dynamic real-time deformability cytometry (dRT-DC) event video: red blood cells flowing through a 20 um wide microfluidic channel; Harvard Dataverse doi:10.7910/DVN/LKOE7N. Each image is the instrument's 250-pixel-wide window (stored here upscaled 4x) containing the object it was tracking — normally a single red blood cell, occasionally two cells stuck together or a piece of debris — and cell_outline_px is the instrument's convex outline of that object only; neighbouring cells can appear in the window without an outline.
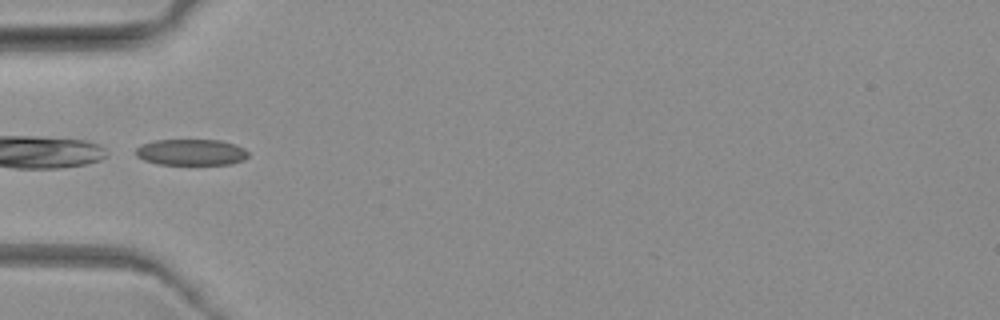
{"species": "common noctule bat (a hibernating species)", "species_latin": "Nyctalus noctula", "temperature_condition": "warm", "stored_images_in_passage": 16, "camera_frame_rate_fps": 3000, "um_per_image_px": 0.085, "animal": {"sex": "female", "body_mass_g": 19.3, "forearm_length_mm": 54.1}, "frame": {"image": 1, "passage_image": 1, "time_ms": 0.0, "image_size_px": [1000, 320], "cell_outline_px": [[248, 156], [244, 160], [228, 164], [156, 164], [144, 160], [136, 156], [136, 148], [140, 144], [156, 140], [220, 140], [236, 144], [244, 148], [248, 152]], "centroid_in_image_um": [16.24, 12.93], "position_along_channel_um": 68.8, "area_um2": 17.22}}